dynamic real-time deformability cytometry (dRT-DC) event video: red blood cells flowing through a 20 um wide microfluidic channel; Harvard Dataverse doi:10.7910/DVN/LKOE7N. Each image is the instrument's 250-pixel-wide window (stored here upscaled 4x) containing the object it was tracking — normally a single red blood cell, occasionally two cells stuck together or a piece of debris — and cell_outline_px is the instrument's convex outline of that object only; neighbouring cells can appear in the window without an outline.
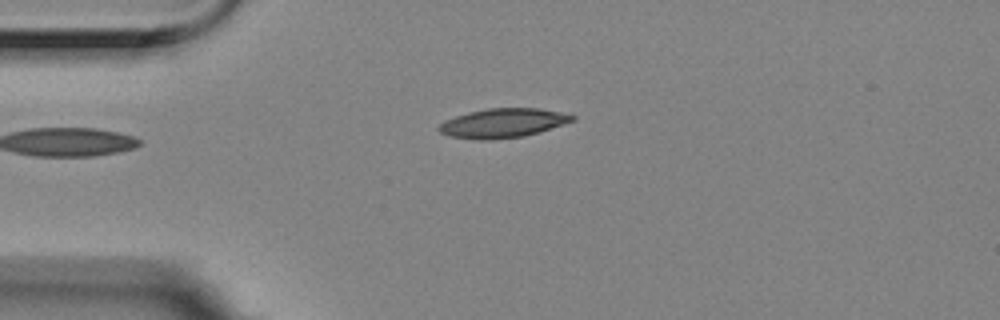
{"species": "Egyptian fruit bat (a non-hibernating species)", "species_latin": "Rousettus aegyptiacus", "temperature_condition": "room temperature", "stored_images_in_passage": 3, "camera_frame_rate_fps": 3000, "um_per_image_px": 0.085, "animal": {"sex": "female"}, "frame": {"image": 1, "passage_image": 3, "time_ms": 0.667, "image_size_px": [1000, 320], "cell_outline_px": [[576, 120], [524, 136], [488, 140], [472, 140], [448, 136], [440, 132], [436, 128], [444, 120], [468, 112], [488, 108], [540, 108], [560, 112], [576, 116]], "centroid_in_image_um": [42.7, 10.46], "position_along_channel_um": 42.3, "area_um2": 22.77}}